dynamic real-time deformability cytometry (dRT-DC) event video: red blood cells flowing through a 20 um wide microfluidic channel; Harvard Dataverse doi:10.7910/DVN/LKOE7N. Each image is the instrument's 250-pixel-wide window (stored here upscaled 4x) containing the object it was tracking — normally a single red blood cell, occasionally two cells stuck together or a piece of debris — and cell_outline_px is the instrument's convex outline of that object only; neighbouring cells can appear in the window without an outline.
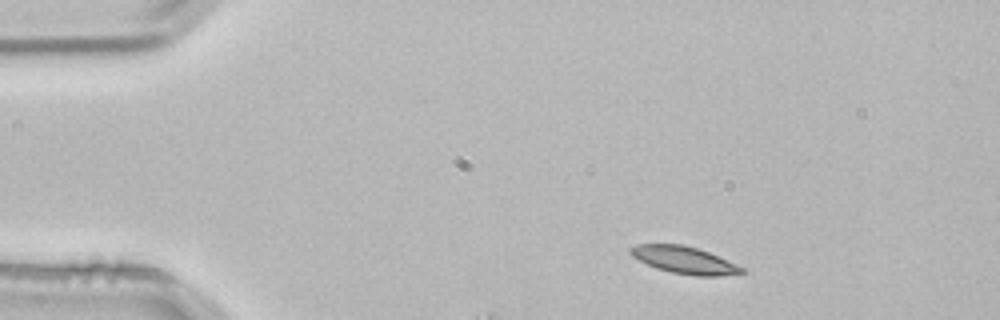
{"species": "common noctule bat (a hibernating species)", "species_latin": "Nyctalus noctula", "temperature_condition": "room temperature", "stored_images_in_passage": 2, "camera_frame_rate_fps": 3000, "um_per_image_px": 0.085, "animal": {"sex": "male", "body_mass_g": 21.5, "forearm_length_mm": 52.0}, "frame": {"image": 1, "passage_image": 1, "time_ms": 0.0, "image_size_px": [1000, 320], "cell_outline_px": [[744, 272], [720, 276], [696, 276], [672, 272], [656, 268], [632, 256], [628, 252], [628, 248], [636, 244], [684, 244], [708, 252], [736, 264], [744, 268]], "centroid_in_image_um": [58.13, 22.09], "position_along_channel_um": 26.9, "area_um2": 17.46}}